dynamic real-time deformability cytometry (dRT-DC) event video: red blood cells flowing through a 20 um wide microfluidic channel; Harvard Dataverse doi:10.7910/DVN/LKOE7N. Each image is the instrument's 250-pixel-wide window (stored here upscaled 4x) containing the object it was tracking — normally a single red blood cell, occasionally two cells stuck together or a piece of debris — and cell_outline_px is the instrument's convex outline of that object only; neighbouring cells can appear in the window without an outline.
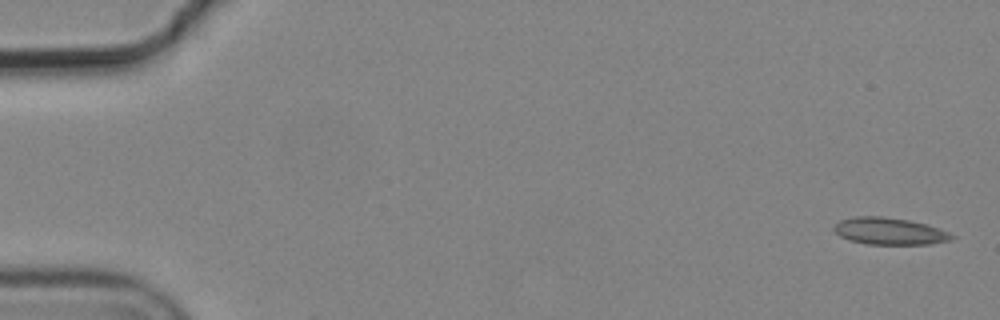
{"species": "common noctule bat (a hibernating species)", "species_latin": "Nyctalus noctula", "temperature_condition": "cold", "stored_images_in_passage": 3, "camera_frame_rate_fps": 3000, "um_per_image_px": 0.085, "animal": {"sex": "male", "body_mass_g": 19.2, "forearm_length_mm": 51.8}, "frame": {"image": 1, "passage_image": 1, "time_ms": 0.0, "image_size_px": [1000, 320], "cell_outline_px": [[956, 236], [952, 240], [932, 244], [868, 244], [852, 240], [840, 236], [832, 228], [840, 220], [856, 216], [880, 216], [908, 220], [940, 228]], "centroid_in_image_um": [75.64, 19.65], "position_along_channel_um": 9.4, "area_um2": 18.38}}
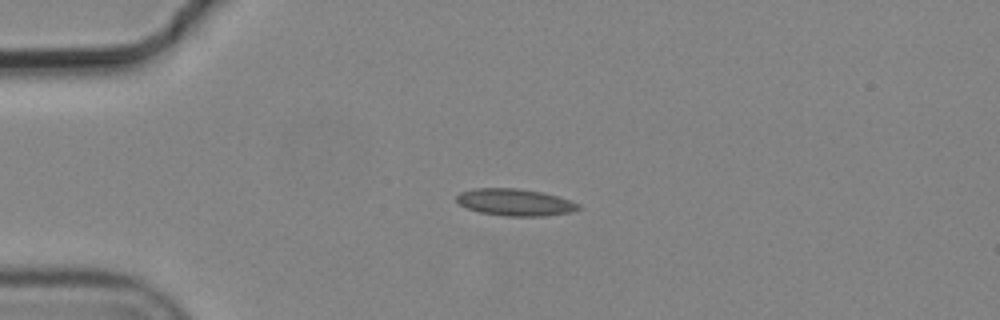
{"frame": {"image": 2, "passage_image": 3, "time_ms": 0.667, "image_size_px": [1000, 320], "cell_outline_px": [[580, 208], [572, 212], [544, 216], [504, 216], [480, 212], [468, 208], [460, 204], [456, 200], [456, 196], [460, 192], [476, 188], [516, 188], [544, 192], [580, 204]], "centroid_in_image_um": [43.78, 17.19], "position_along_channel_um": 41.2, "area_um2": 19.07}}